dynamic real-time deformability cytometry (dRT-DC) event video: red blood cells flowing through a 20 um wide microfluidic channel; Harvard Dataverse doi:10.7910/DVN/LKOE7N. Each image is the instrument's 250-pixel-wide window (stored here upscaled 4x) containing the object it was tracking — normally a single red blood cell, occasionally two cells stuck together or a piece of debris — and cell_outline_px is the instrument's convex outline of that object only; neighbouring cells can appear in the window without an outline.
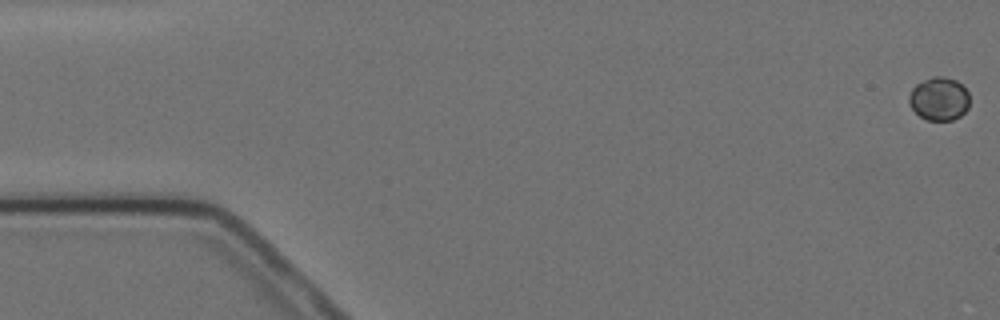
{"species": "Egyptian fruit bat (a non-hibernating species)", "species_latin": "Rousettus aegyptiacus", "temperature_condition": "cold", "stored_images_in_passage": 9, "camera_frame_rate_fps": 3000, "um_per_image_px": 0.085, "animal": {"sex": "female"}, "frame": {"image": 1, "passage_image": 1, "time_ms": 0.0, "image_size_px": [1000, 320], "cell_outline_px": [[968, 108], [960, 116], [952, 120], [928, 120], [920, 116], [912, 108], [908, 100], [908, 96], [912, 88], [916, 84], [932, 76], [944, 76], [956, 80], [968, 92]], "centroid_in_image_um": [79.81, 8.39], "position_along_channel_um": 5.2, "area_um2": 15.2}}
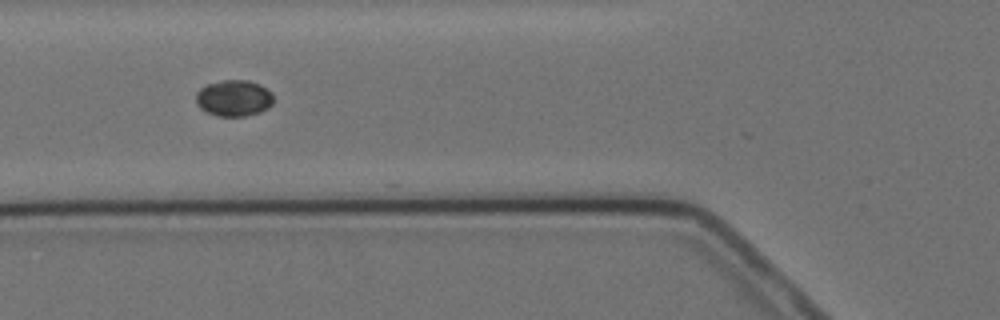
{"frame": {"image": 2, "passage_image": 6, "time_ms": 6.667, "image_size_px": [1000, 320], "cell_outline_px": [[272, 104], [268, 108], [260, 112], [244, 116], [216, 116], [200, 108], [196, 104], [196, 92], [200, 88], [208, 84], [224, 80], [248, 80], [260, 84], [272, 92]], "centroid_in_image_um": [19.87, 8.34], "position_along_channel_um": 105.9, "area_um2": 16.42}}
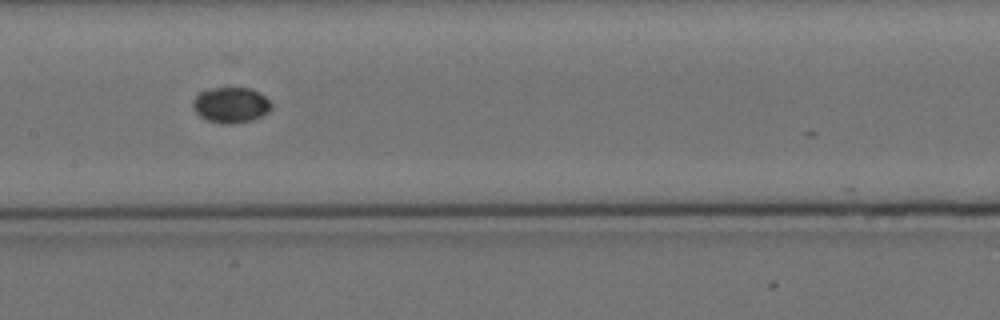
{"frame": {"image": 3, "passage_image": 8, "time_ms": 9.0, "image_size_px": [1000, 320], "cell_outline_px": [[272, 108], [268, 112], [252, 120], [232, 124], [220, 124], [208, 120], [200, 116], [192, 108], [192, 100], [200, 92], [212, 88], [248, 88], [264, 96], [272, 104]], "centroid_in_image_um": [19.6, 8.94], "position_along_channel_um": 187.8, "area_um2": 16.18}}